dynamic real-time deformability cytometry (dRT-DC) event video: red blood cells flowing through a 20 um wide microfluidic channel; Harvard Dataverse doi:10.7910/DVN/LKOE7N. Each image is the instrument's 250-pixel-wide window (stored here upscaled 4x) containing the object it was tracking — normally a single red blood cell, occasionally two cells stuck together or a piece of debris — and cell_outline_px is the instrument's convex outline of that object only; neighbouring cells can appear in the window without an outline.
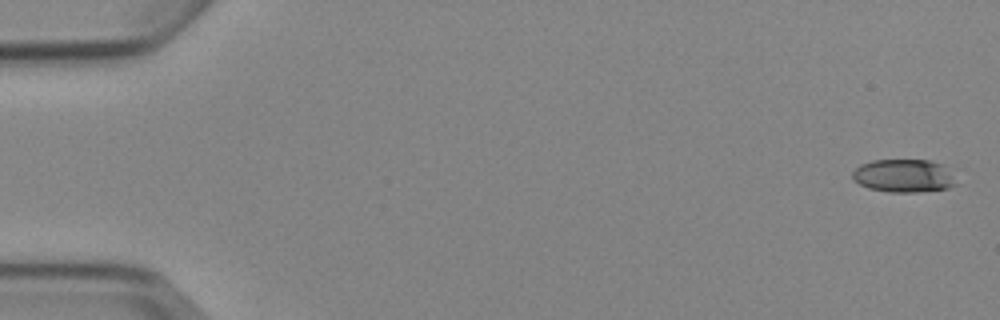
{"species": "Egyptian fruit bat (a non-hibernating species)", "species_latin": "Rousettus aegyptiacus", "temperature_condition": "cold", "stored_images_in_passage": 6, "camera_frame_rate_fps": 3000, "um_per_image_px": 0.085, "animal": {"sex": "female"}, "frame": {"image": 1, "passage_image": 1, "time_ms": 0.0, "image_size_px": [1000, 320], "cell_outline_px": [[960, 168], [956, 184], [948, 188], [916, 192], [888, 192], [868, 188], [860, 184], [852, 176], [852, 172], [860, 164], [872, 160], [928, 160]], "centroid_in_image_um": [76.99, 14.92], "position_along_channel_um": 8.0, "area_um2": 20.81}}
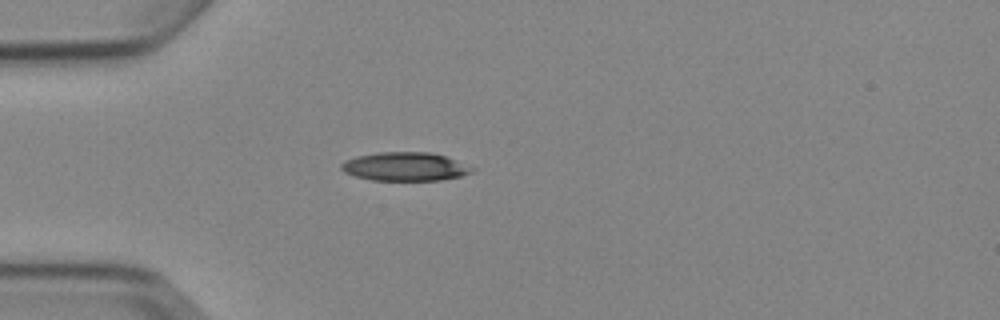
{"frame": {"image": 2, "passage_image": 5, "time_ms": 4.667, "image_size_px": [1000, 320], "cell_outline_px": [[476, 168], [472, 172], [460, 176], [440, 180], [372, 180], [356, 176], [344, 172], [340, 168], [340, 164], [344, 160], [356, 156], [376, 152], [428, 152], [444, 156]], "centroid_in_image_um": [34.39, 14.15], "position_along_channel_um": 50.6, "area_um2": 21.73}}